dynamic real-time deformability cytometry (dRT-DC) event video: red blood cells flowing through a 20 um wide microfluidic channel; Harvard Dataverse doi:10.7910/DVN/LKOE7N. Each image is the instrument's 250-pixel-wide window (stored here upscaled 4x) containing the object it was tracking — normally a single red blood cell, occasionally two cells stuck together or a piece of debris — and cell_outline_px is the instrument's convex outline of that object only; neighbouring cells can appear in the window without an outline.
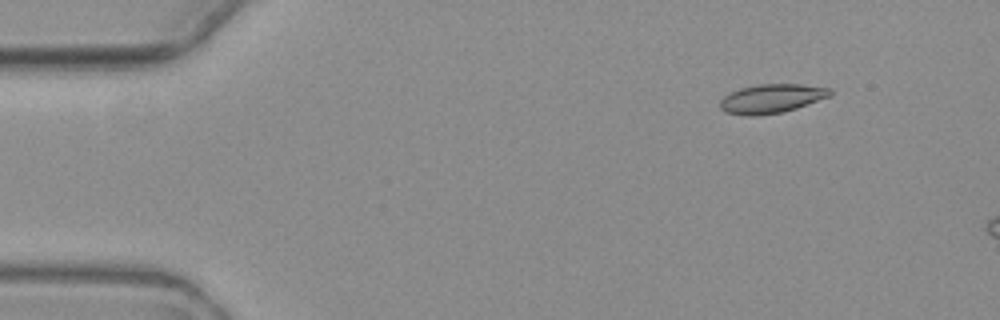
{"species": "common noctule bat (a hibernating species)", "species_latin": "Nyctalus noctula", "temperature_condition": "warm", "stored_images_in_passage": 3, "camera_frame_rate_fps": 3000, "um_per_image_px": 0.085, "animal": {"sex": "female", "body_mass_g": 19.3, "forearm_length_mm": 54.1}, "frame": {"image": 1, "passage_image": 1, "time_ms": 0.0, "image_size_px": [1000, 320], "cell_outline_px": [[832, 96], [784, 112], [756, 116], [744, 116], [724, 112], [720, 108], [720, 100], [728, 92], [740, 88], [756, 84], [800, 84], [832, 88]], "centroid_in_image_um": [65.57, 8.38], "position_along_channel_um": 19.4, "area_um2": 18.96}}